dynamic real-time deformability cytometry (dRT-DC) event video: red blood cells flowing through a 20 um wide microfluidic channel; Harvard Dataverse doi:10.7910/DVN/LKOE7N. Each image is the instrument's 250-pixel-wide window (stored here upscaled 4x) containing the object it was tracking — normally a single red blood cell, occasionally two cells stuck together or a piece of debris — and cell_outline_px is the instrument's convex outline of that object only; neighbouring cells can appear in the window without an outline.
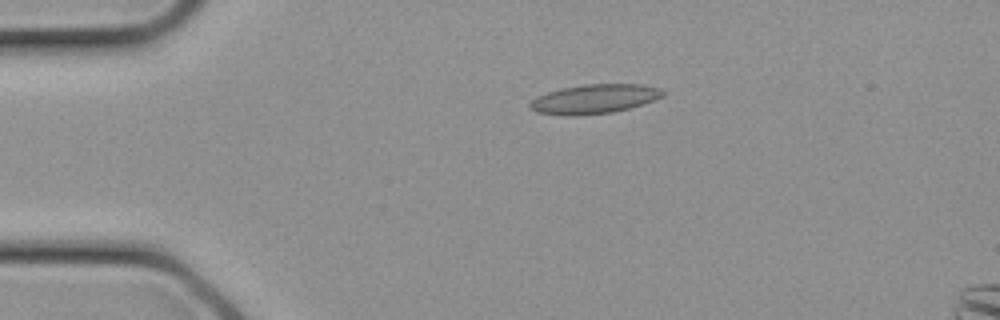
{"species": "common noctule bat (a hibernating species)", "species_latin": "Nyctalus noctula", "temperature_condition": "cold", "stored_images_in_passage": 9, "camera_frame_rate_fps": 3000, "um_per_image_px": 0.085, "animal": {"sex": "female", "body_mass_g": 21.9}, "frame": {"image": 1, "passage_image": 3, "time_ms": 0.667, "image_size_px": [1000, 320], "cell_outline_px": [[664, 96], [644, 104], [612, 112], [576, 116], [568, 116], [536, 112], [528, 104], [536, 96], [560, 88], [584, 84], [644, 84], [660, 88], [664, 92]], "centroid_in_image_um": [50.53, 8.41], "position_along_channel_um": 34.5, "area_um2": 22.77}}
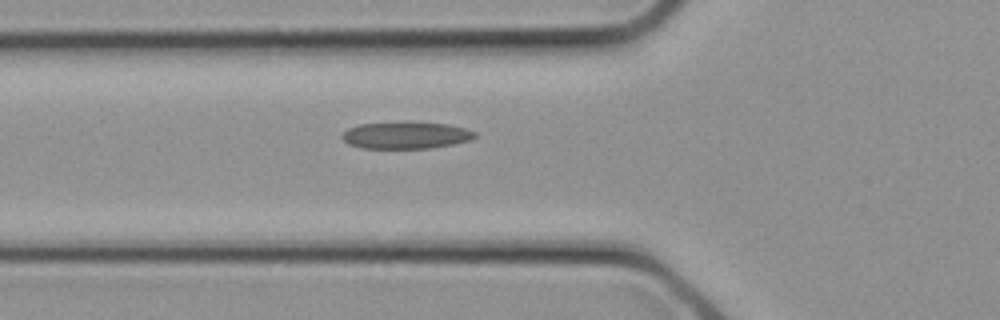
{"frame": {"image": 2, "passage_image": 7, "time_ms": 2.0, "image_size_px": [1000, 320], "cell_outline_px": [[476, 136], [472, 140], [432, 148], [360, 148], [348, 144], [340, 136], [348, 128], [360, 124], [448, 124], [464, 128], [476, 132]], "centroid_in_image_um": [34.5, 11.54], "position_along_channel_um": 91.3, "area_um2": 20.11}}
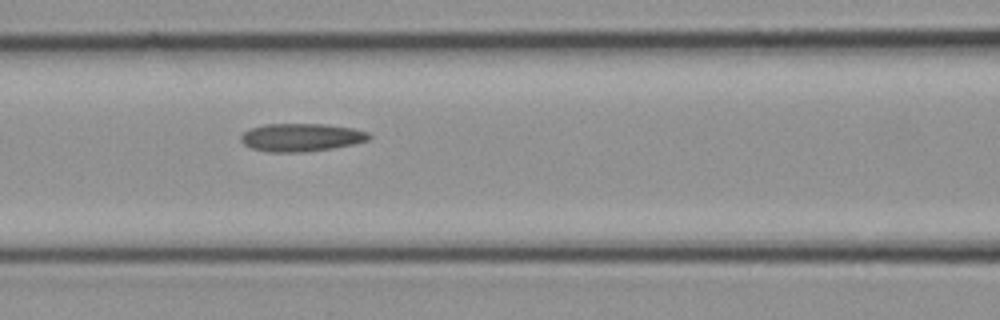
{"frame": {"image": 3, "passage_image": 9, "time_ms": 2.667, "image_size_px": [1000, 320], "cell_outline_px": [[372, 136], [368, 140], [352, 144], [332, 148], [304, 152], [268, 152], [252, 148], [244, 144], [240, 140], [240, 136], [244, 132], [252, 128], [264, 124], [324, 124], [352, 128], [368, 132]], "centroid_in_image_um": [25.59, 11.68], "position_along_channel_um": 141.0, "area_um2": 20.81}}